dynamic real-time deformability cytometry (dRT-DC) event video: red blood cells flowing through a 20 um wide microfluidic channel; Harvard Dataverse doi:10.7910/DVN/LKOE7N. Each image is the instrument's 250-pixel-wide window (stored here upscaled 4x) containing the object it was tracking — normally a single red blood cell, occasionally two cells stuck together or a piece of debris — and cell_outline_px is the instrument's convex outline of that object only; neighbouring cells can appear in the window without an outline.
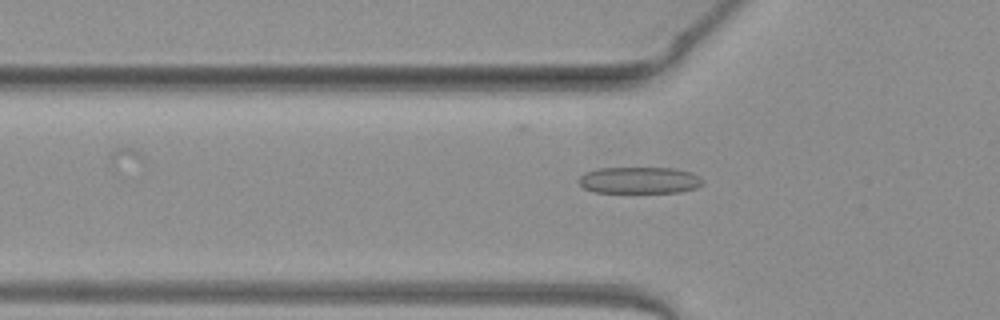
{"species": "common noctule bat (a hibernating species)", "species_latin": "Nyctalus noctula", "temperature_condition": "warm", "stored_images_in_passage": 13, "camera_frame_rate_fps": 3000, "um_per_image_px": 0.085, "animal": {"sex": "female", "body_mass_g": 19.3, "forearm_length_mm": 54.1}, "frame": {"image": 1, "passage_image": 7, "time_ms": 2.0, "image_size_px": [1000, 320], "cell_outline_px": [[704, 184], [696, 188], [680, 192], [596, 192], [584, 188], [576, 180], [584, 172], [596, 168], [676, 168], [692, 172], [700, 176], [704, 180]], "centroid_in_image_um": [54.37, 15.31], "position_along_channel_um": 71.4, "area_um2": 19.48}}
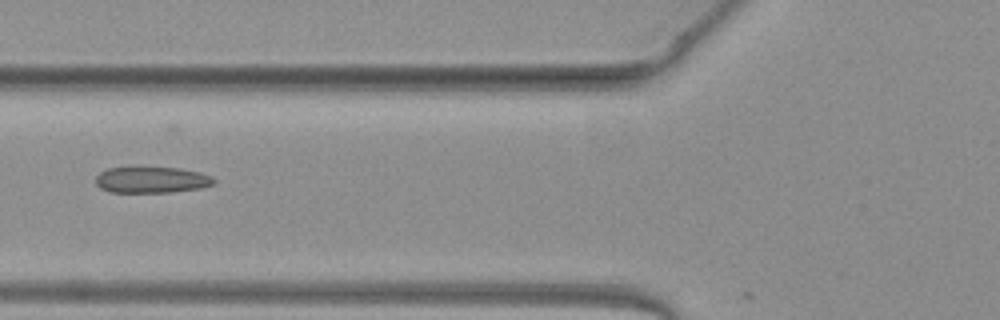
{"frame": {"image": 2, "passage_image": 10, "time_ms": 3.0, "image_size_px": [1000, 320], "cell_outline_px": [[216, 184], [200, 188], [172, 192], [108, 192], [100, 188], [96, 184], [96, 176], [100, 172], [108, 168], [132, 164], [140, 164], [180, 168], [200, 172], [212, 176], [216, 180]], "centroid_in_image_um": [12.86, 15.23], "position_along_channel_um": 112.9, "area_um2": 19.19}}